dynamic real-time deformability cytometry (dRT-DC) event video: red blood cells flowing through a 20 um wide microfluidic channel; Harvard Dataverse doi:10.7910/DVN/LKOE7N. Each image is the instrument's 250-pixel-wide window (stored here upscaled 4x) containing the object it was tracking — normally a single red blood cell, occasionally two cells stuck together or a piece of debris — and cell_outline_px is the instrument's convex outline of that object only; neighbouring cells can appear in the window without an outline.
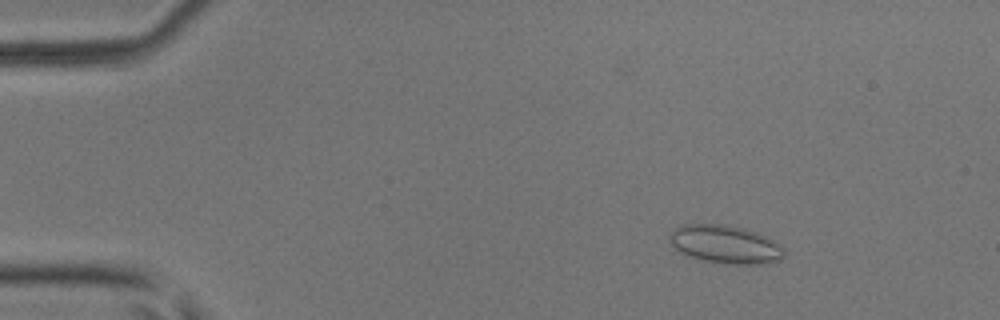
{"species": "common noctule bat (a hibernating species)", "species_latin": "Nyctalus noctula", "temperature_condition": "room temperature", "stored_images_in_passage": 4, "camera_frame_rate_fps": 3000, "um_per_image_px": 0.085, "animal": {"sex": "male", "body_mass_g": 17.9, "forearm_length_mm": 54.2}, "frame": {"image": 1, "passage_image": 2, "time_ms": 0.333, "image_size_px": [1000, 320], "cell_outline_px": [[784, 256], [780, 260], [760, 264], [732, 264], [704, 260], [684, 256], [672, 244], [668, 236], [676, 228], [684, 224], [724, 224], [744, 228], [768, 236], [780, 244], [784, 248]], "centroid_in_image_um": [61.67, 20.76], "position_along_channel_um": 23.3, "area_um2": 25.61}}